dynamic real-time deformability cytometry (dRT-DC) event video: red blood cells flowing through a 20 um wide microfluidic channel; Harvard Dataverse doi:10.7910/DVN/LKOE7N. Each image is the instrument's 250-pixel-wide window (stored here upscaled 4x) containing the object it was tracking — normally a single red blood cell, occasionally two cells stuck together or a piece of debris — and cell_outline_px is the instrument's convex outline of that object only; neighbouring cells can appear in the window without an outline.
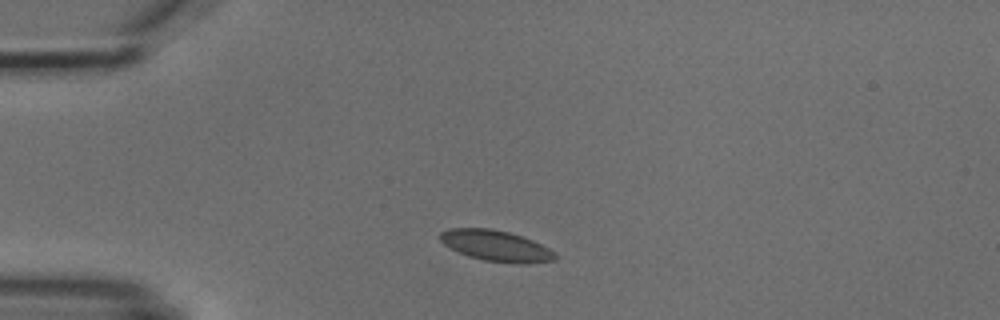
{"species": "common noctule bat (a hibernating species)", "species_latin": "Nyctalus noctula", "temperature_condition": "cold", "stored_images_in_passage": 2, "camera_frame_rate_fps": 3000, "um_per_image_px": 0.085, "animal": {"sex": "male", "body_mass_g": 18.8}, "frame": {"image": 1, "passage_image": 1, "time_ms": 0.0, "image_size_px": [1000, 320], "cell_outline_px": [[556, 260], [528, 264], [516, 264], [484, 260], [468, 256], [444, 244], [440, 240], [440, 232], [448, 228], [492, 228], [508, 232], [532, 240], [556, 252]], "centroid_in_image_um": [42.18, 20.9], "position_along_channel_um": 42.8, "area_um2": 20.69}}